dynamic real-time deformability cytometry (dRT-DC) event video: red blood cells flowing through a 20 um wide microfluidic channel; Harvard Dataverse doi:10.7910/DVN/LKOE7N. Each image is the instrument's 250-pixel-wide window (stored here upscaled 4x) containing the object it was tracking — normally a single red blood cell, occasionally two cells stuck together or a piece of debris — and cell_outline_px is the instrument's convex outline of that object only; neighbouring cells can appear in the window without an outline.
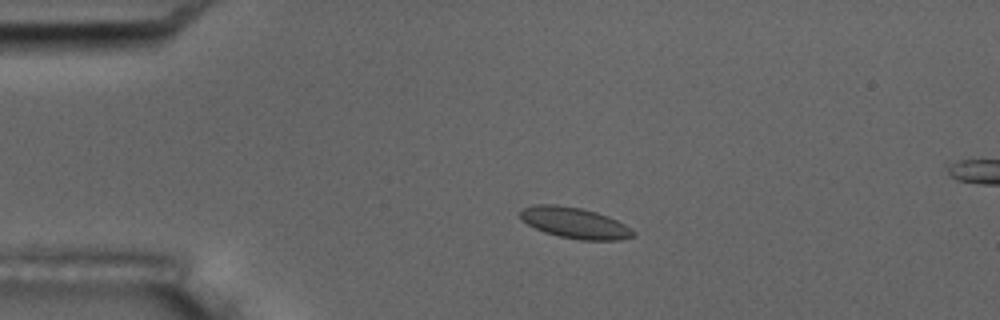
{"species": "common noctule bat (a hibernating species)", "species_latin": "Nyctalus noctula", "temperature_condition": "room temperature", "stored_images_in_passage": 4, "segment_of_instrument_passage": [1, 2], "camera_frame_rate_fps": 3000, "um_per_image_px": 0.085, "animal": {"sex": "male", "body_mass_g": 17.5, "forearm_length_mm": 52.3}, "frame": {"image": 1, "passage_image": 2, "time_ms": 2.0, "image_size_px": [1000, 320], "cell_outline_px": [[636, 236], [620, 240], [580, 240], [560, 236], [544, 232], [528, 224], [520, 216], [520, 212], [524, 208], [536, 204], [552, 204], [580, 208], [596, 212], [608, 216], [632, 228], [636, 232]], "centroid_in_image_um": [48.91, 18.95], "position_along_channel_um": 36.1, "area_um2": 20.23}}